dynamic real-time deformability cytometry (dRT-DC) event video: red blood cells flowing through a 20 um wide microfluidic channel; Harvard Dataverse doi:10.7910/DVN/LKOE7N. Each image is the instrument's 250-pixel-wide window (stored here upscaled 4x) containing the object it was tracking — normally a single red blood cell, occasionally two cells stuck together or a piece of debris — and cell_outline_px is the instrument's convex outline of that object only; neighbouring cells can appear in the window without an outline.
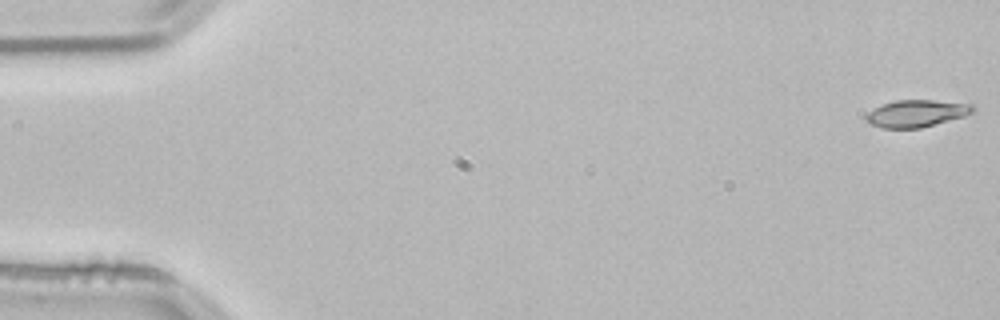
{"species": "common noctule bat (a hibernating species)", "species_latin": "Nyctalus noctula", "temperature_condition": "room temperature", "stored_images_in_passage": 54, "camera_frame_rate_fps": 3000, "um_per_image_px": 0.085, "animal": {"sex": "male", "body_mass_g": 21.5, "forearm_length_mm": 52.0}, "frame": {"image": 1, "passage_image": 1, "time_ms": 0.0, "image_size_px": [1000, 320], "cell_outline_px": [[976, 108], [972, 112], [964, 116], [920, 128], [884, 128], [868, 124], [864, 120], [864, 116], [868, 112], [884, 104], [896, 100], [932, 100], [972, 104]], "centroid_in_image_um": [77.87, 9.64], "position_along_channel_um": 7.1, "area_um2": 16.76}}
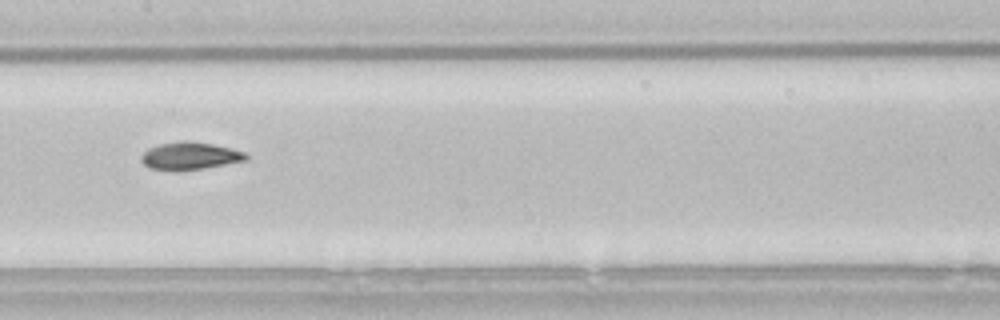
{"frame": {"image": 2, "passage_image": 27, "time_ms": 8.667, "image_size_px": [1000, 320], "cell_outline_px": [[248, 160], [204, 168], [148, 168], [140, 160], [140, 156], [148, 148], [160, 144], [184, 140], [212, 144], [244, 152], [248, 156]], "centroid_in_image_um": [16.15, 13.22], "position_along_channel_um": 191.3, "area_um2": 16.13}}
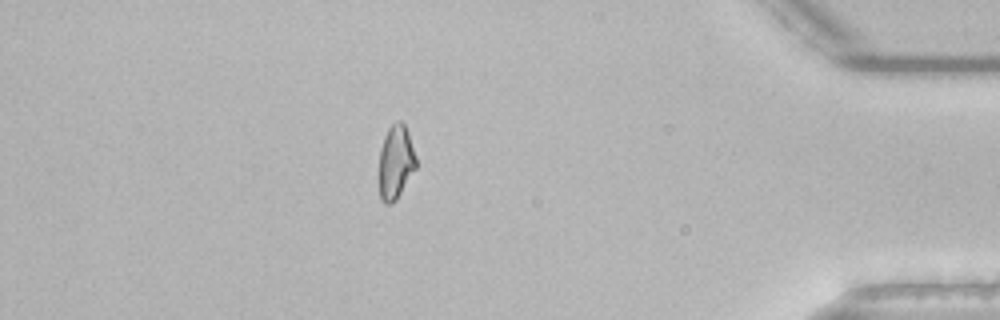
{"frame": {"image": 3, "passage_image": 47, "time_ms": 15.333, "image_size_px": [1000, 320], "cell_outline_px": [[416, 168], [396, 200], [388, 204], [384, 204], [380, 200], [380, 148], [384, 136], [388, 128], [396, 120], [400, 120], [404, 124], [408, 132], [416, 156]], "centroid_in_image_um": [33.64, 13.76], "position_along_channel_um": 401.6, "area_um2": 15.9}, "authors_computed_cell_mechanics": {"area_um2": 16.5886, "velocity_mm_per_s": 3.7986, "shape_relaxation_time_tau1_ms": 7.811, "shape_relaxation_time_tau2_ms": 2.6039, "deformation_change_tau1": 0.1921, "deformation_change_tau2": 0.0821}}